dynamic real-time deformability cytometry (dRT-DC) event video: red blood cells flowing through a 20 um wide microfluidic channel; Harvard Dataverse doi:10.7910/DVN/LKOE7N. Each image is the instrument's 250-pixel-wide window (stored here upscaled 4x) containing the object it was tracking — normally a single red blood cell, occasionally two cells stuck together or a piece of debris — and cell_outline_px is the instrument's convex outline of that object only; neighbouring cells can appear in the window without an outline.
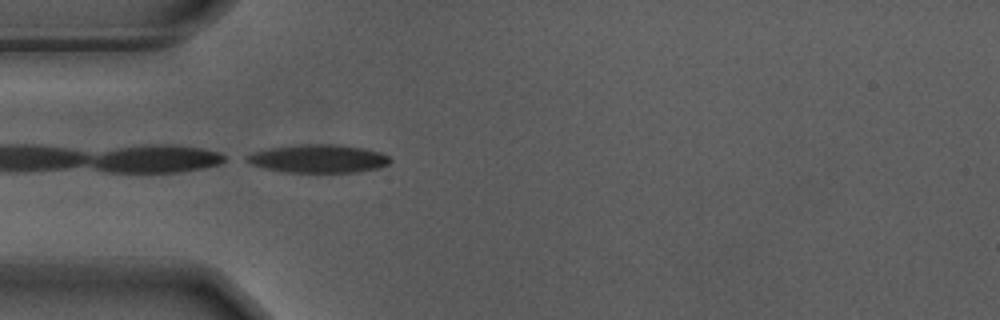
{"species": "Egyptian fruit bat (a non-hibernating species)", "species_latin": "Rousettus aegyptiacus", "temperature_condition": "warm", "stored_images_in_passage": 21, "camera_frame_rate_fps": 3000, "um_per_image_px": 0.085, "animal": {"sex": "male"}, "frame": {"image": 1, "passage_image": 1, "time_ms": 0.0, "image_size_px": [1000, 320], "cell_outline_px": [[392, 160], [388, 164], [380, 168], [356, 172], [284, 172], [264, 168], [252, 164], [244, 160], [244, 156], [252, 152], [272, 148], [300, 144], [332, 144], [360, 148], [380, 152], [388, 156]], "centroid_in_image_um": [27.04, 13.49], "position_along_channel_um": 58.0, "area_um2": 23.47}}
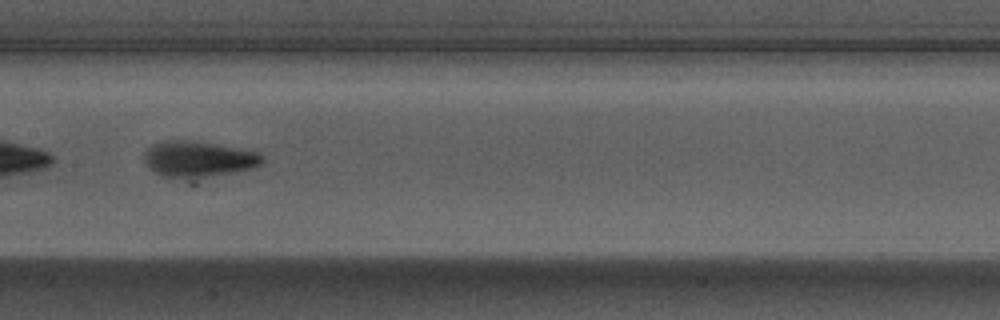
{"frame": {"image": 2, "passage_image": 12, "time_ms": 3.667, "image_size_px": [1000, 320], "cell_outline_px": [[264, 160], [256, 168], [192, 184], [188, 184], [160, 176], [144, 160], [144, 152], [148, 148], [164, 140], [184, 140], [252, 148], [264, 156]], "centroid_in_image_um": [16.97, 13.62], "position_along_channel_um": 190.4, "area_um2": 26.88}}
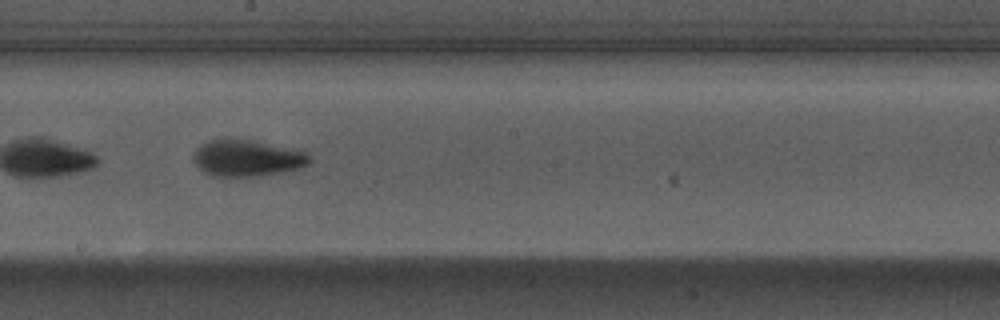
{"frame": {"image": 3, "passage_image": 15, "time_ms": 4.667, "image_size_px": [1000, 320], "cell_outline_px": [[312, 160], [308, 164], [300, 168], [256, 176], [212, 176], [204, 172], [192, 160], [192, 156], [196, 148], [200, 144], [208, 140], [224, 136], [228, 136], [252, 140], [304, 152], [312, 156]], "centroid_in_image_um": [20.92, 13.4], "position_along_channel_um": 227.3, "area_um2": 24.97}}